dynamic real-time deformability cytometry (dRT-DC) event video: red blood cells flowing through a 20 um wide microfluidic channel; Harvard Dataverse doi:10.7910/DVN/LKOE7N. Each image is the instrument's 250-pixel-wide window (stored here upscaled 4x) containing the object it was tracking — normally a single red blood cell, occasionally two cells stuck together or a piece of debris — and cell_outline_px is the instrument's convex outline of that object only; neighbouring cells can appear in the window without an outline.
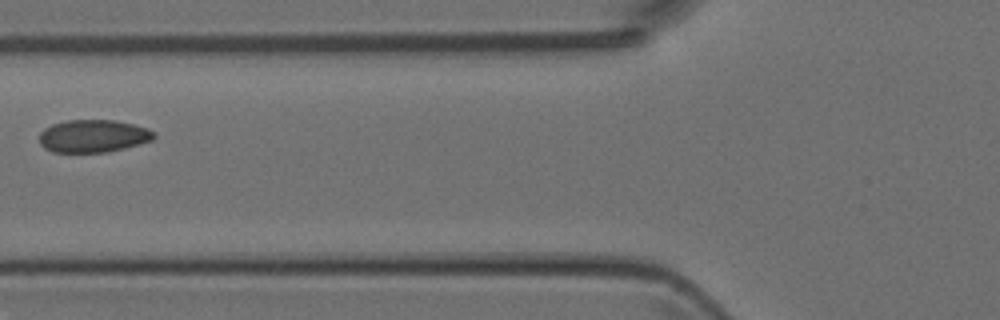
{"species": "Egyptian fruit bat (a non-hibernating species)", "species_latin": "Rousettus aegyptiacus", "temperature_condition": "room temperature", "stored_images_in_passage": 7, "camera_frame_rate_fps": 3000, "um_per_image_px": 0.085, "animal": {"sex": "female"}, "frame": {"image": 1, "passage_image": 5, "time_ms": 4.667, "image_size_px": [1000, 320], "cell_outline_px": [[156, 136], [152, 140], [104, 152], [52, 152], [44, 148], [40, 144], [40, 132], [44, 128], [52, 124], [68, 120], [116, 120], [148, 128], [156, 132]], "centroid_in_image_um": [7.9, 11.55], "position_along_channel_um": 117.9, "area_um2": 21.68}}
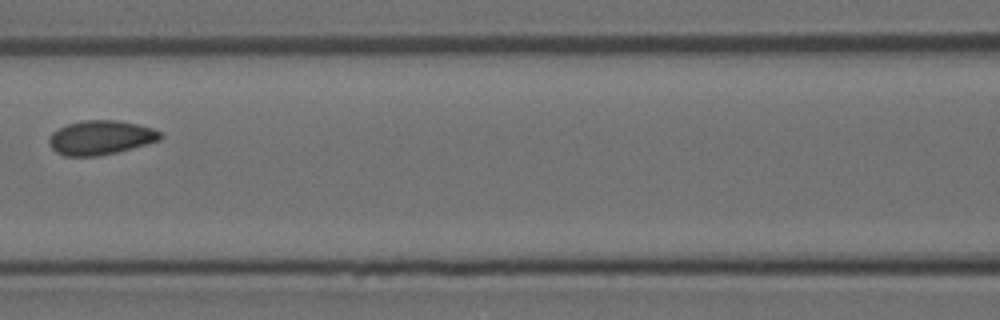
{"frame": {"image": 2, "passage_image": 6, "time_ms": 5.667, "image_size_px": [1000, 320], "cell_outline_px": [[164, 136], [160, 140], [116, 152], [96, 156], [64, 156], [56, 152], [48, 144], [48, 140], [52, 132], [68, 124], [80, 120], [120, 120], [152, 128], [160, 132]], "centroid_in_image_um": [8.53, 11.69], "position_along_channel_um": 158.1, "area_um2": 22.14}}
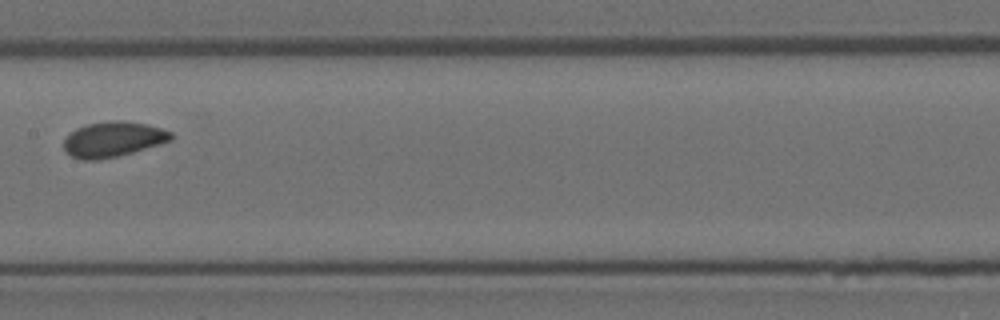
{"frame": {"image": 3, "passage_image": 7, "time_ms": 6.667, "image_size_px": [1000, 320], "cell_outline_px": [[176, 136], [172, 140], [160, 144], [132, 152], [116, 156], [96, 160], [84, 160], [72, 156], [64, 148], [64, 136], [76, 128], [88, 124], [112, 120], [120, 120], [148, 124], [172, 132]], "centroid_in_image_um": [9.63, 11.82], "position_along_channel_um": 197.8, "area_um2": 22.02}}